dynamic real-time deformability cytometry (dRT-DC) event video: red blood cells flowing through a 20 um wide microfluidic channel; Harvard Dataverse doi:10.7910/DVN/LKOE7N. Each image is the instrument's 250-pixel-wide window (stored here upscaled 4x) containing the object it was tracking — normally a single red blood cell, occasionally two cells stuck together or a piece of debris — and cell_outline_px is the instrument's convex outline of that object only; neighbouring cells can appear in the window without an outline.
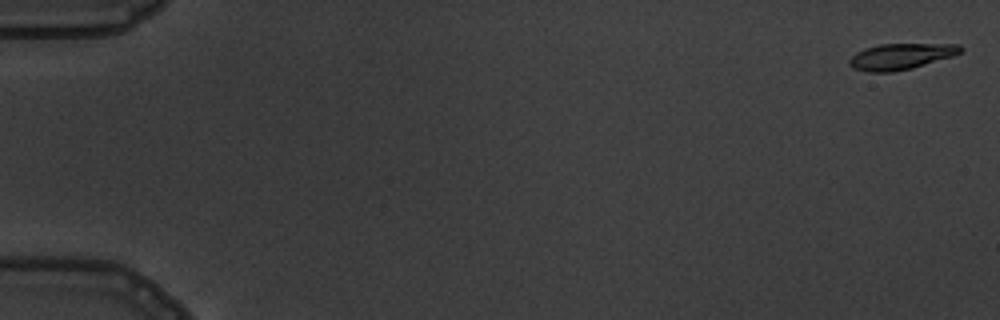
{"species": "common noctule bat (a hibernating species)", "species_latin": "Nyctalus noctula", "temperature_condition": "warm", "stored_images_in_passage": 6, "segment_of_instrument_passage": [1, 2], "camera_frame_rate_fps": 3000, "um_per_image_px": 0.085, "animal": {"sex": "male", "body_mass_g": 19.5, "forearm_length_mm": 54.6}, "frame": {"image": 1, "passage_image": 1, "time_ms": 0.0, "image_size_px": [1000, 320], "cell_outline_px": [[964, 48], [960, 52], [952, 56], [912, 68], [892, 72], [868, 72], [852, 68], [848, 64], [848, 60], [856, 52], [864, 48], [880, 44], [960, 44]], "centroid_in_image_um": [76.54, 4.79], "position_along_channel_um": 8.5, "area_um2": 16.88}}
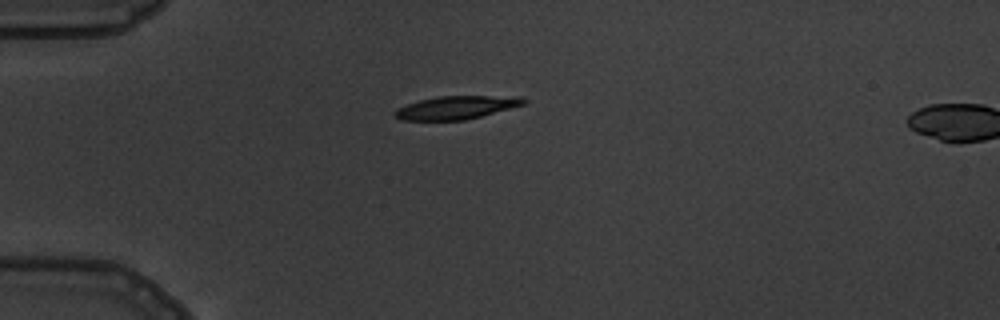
{"frame": {"image": 2, "passage_image": 5, "time_ms": 4.667, "image_size_px": [1000, 320], "cell_outline_px": [[528, 100], [524, 104], [480, 116], [464, 120], [400, 120], [392, 112], [396, 108], [420, 100], [436, 96], [520, 96]], "centroid_in_image_um": [38.77, 9.13], "position_along_channel_um": 46.2, "area_um2": 17.28}}